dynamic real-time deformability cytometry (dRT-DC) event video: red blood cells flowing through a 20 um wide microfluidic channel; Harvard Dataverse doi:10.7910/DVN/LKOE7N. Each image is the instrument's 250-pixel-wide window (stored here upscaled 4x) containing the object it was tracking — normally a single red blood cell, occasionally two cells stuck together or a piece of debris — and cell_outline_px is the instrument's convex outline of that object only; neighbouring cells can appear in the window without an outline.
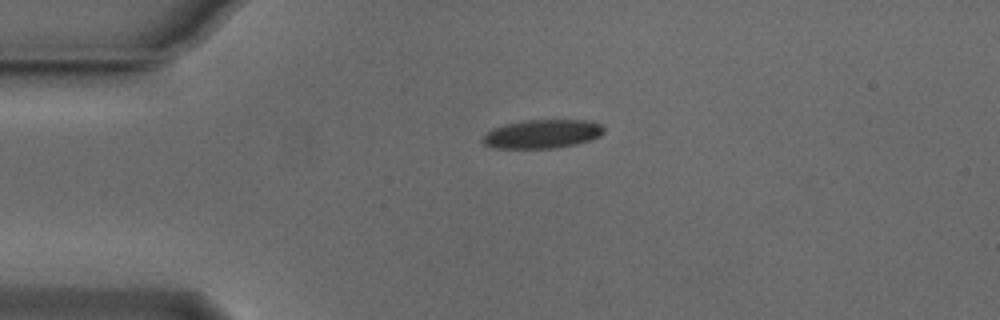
{"species": "Egyptian fruit bat (a non-hibernating species)", "species_latin": "Rousettus aegyptiacus", "temperature_condition": "cold", "stored_images_in_passage": 42, "camera_frame_rate_fps": 3000, "um_per_image_px": 0.085, "animal": {"sex": "male"}, "frame": {"image": 1, "passage_image": 1, "time_ms": 0.0, "image_size_px": [1000, 320], "cell_outline_px": [[604, 132], [600, 136], [592, 140], [576, 144], [556, 148], [496, 148], [484, 144], [480, 140], [492, 128], [508, 124], [528, 120], [584, 120], [600, 124], [604, 128]], "centroid_in_image_um": [46.11, 11.39], "position_along_channel_um": 38.9, "area_um2": 20.17}}
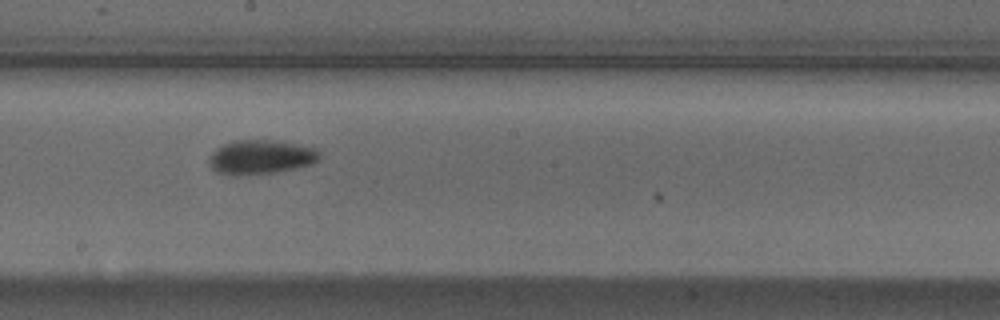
{"frame": {"image": 2, "passage_image": 18, "time_ms": 5.667, "image_size_px": [1000, 320], "cell_outline_px": [[320, 160], [312, 164], [296, 168], [276, 172], [236, 176], [232, 176], [216, 172], [212, 168], [208, 160], [212, 152], [216, 148], [232, 140], [284, 140], [316, 148], [320, 152]], "centroid_in_image_um": [22.19, 13.34], "position_along_channel_um": 226.0, "area_um2": 22.54}}
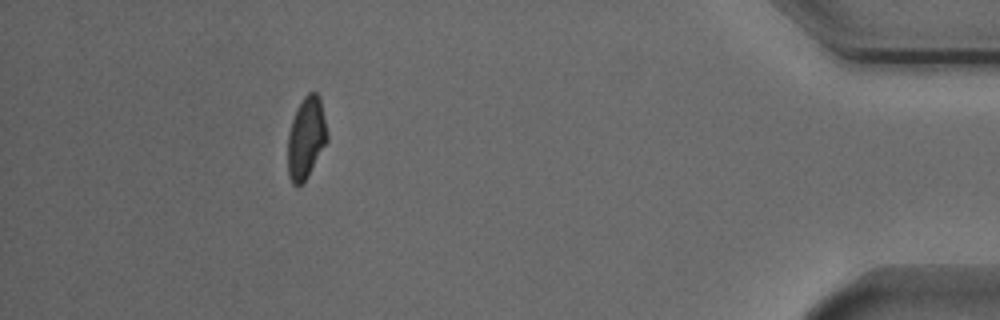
{"frame": {"image": 3, "passage_image": 37, "time_ms": 12.0, "image_size_px": [1000, 320], "cell_outline_px": [[328, 140], [308, 176], [296, 188], [292, 184], [288, 172], [288, 132], [296, 108], [304, 96], [308, 92], [316, 92], [320, 96], [328, 132]], "centroid_in_image_um": [26.03, 11.7], "position_along_channel_um": 409.2, "area_um2": 18.96}, "authors_computed_cell_mechanics": {"area_um2": 20.2011, "velocity_mm_per_s": 3.823, "shape_relaxation_time_tau1_ms": 2.1937, "shape_relaxation_time_tau2_ms": 5.2371, "deformation_change_tau1": 0.0938, "deformation_change_tau2": 0.0995}}